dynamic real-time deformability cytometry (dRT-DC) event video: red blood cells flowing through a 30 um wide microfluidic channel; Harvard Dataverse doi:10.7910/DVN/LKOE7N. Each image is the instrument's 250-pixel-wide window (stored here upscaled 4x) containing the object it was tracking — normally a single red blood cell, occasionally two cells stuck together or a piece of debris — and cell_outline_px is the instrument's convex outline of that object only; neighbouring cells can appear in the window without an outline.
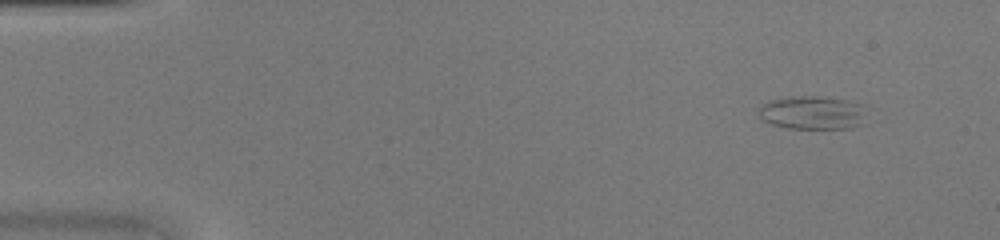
{"species": "common noctule bat (a hibernating species)", "species_latin": "Nyctalus noctula", "temperature_condition": "warm", "stored_images_in_passage": 42, "camera_frame_rate_fps": 3000, "um_per_image_px": 0.085, "animal": {"sex": "female", "body_mass_g": 20.0, "forearm_length_mm": 54.0}, "frame": {"image": 1, "passage_image": 1, "time_ms": 0.0, "image_size_px": [1000, 240], "cell_outline_px": [[868, 124], [852, 128], [788, 128], [772, 124], [756, 116], [756, 108], [760, 104], [768, 100], [784, 96], [816, 96], [848, 100], [864, 104]], "centroid_in_image_um": [69.07, 9.57], "position_along_channel_um": 15.9, "area_um2": 21.96}}
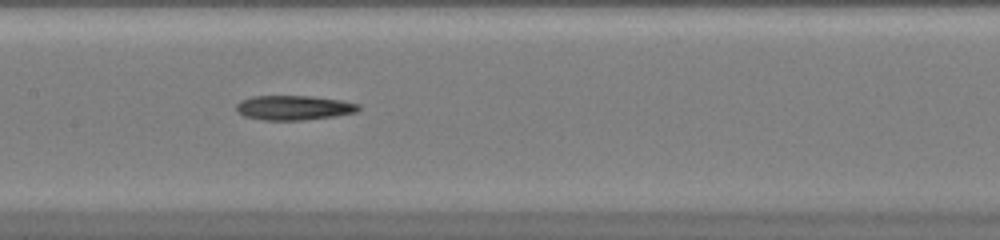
{"frame": {"image": 2, "passage_image": 20, "time_ms": 6.333, "image_size_px": [1000, 240], "cell_outline_px": [[360, 108], [356, 112], [332, 116], [300, 120], [264, 120], [244, 116], [236, 112], [236, 104], [240, 100], [252, 96], [312, 96], [340, 100], [360, 104]], "centroid_in_image_um": [24.93, 9.15], "position_along_channel_um": 182.5, "area_um2": 17.46}}
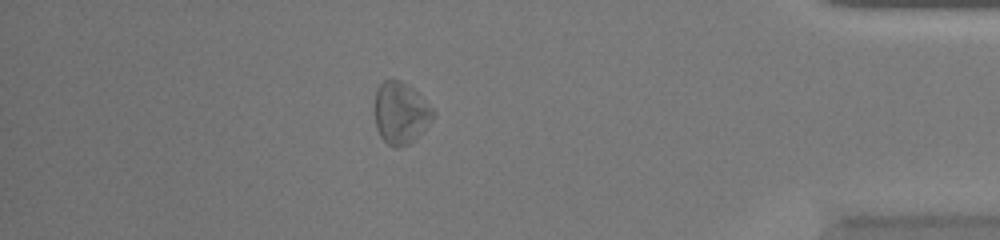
{"frame": {"image": 3, "passage_image": 37, "time_ms": 12.0, "image_size_px": [1000, 240], "cell_outline_px": [[432, 120], [424, 132], [408, 144], [400, 148], [396, 148], [388, 144], [380, 136], [376, 128], [376, 92], [380, 84], [384, 80], [400, 80], [408, 84], [432, 108]], "centroid_in_image_um": [34.06, 9.63], "position_along_channel_um": 401.1, "area_um2": 20.75}}